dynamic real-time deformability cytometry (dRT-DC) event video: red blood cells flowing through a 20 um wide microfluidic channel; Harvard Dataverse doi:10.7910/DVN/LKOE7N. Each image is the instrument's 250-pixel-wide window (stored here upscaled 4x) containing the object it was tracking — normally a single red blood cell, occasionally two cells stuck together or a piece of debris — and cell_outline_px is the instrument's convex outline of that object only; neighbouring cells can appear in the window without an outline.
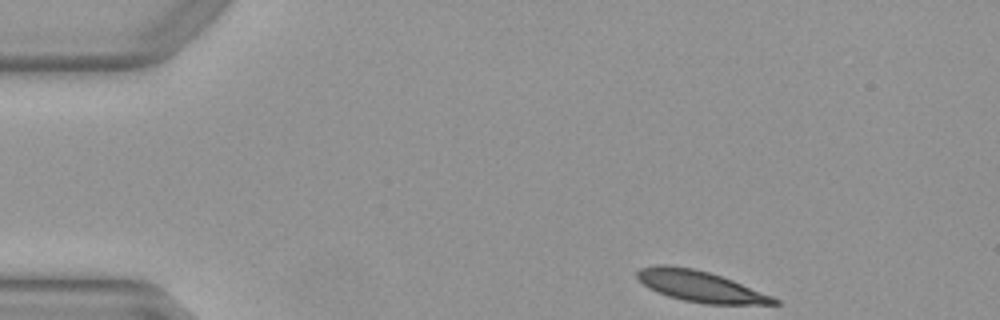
{"species": "Egyptian fruit bat (a non-hibernating species)", "species_latin": "Rousettus aegyptiacus", "temperature_condition": "warm", "stored_images_in_passage": 8, "camera_frame_rate_fps": 3000, "um_per_image_px": 0.085, "animal": {"sex": "female"}, "frame": {"image": 1, "passage_image": 1, "time_ms": 0.0, "image_size_px": [1000, 320], "cell_outline_px": [[780, 304], [704, 304], [684, 300], [668, 296], [656, 292], [648, 288], [636, 276], [636, 272], [640, 268], [660, 264], [668, 264], [692, 268], [708, 272], [732, 280], [772, 296], [780, 300]], "centroid_in_image_um": [59.49, 24.33], "position_along_channel_um": 25.5, "area_um2": 24.57}}